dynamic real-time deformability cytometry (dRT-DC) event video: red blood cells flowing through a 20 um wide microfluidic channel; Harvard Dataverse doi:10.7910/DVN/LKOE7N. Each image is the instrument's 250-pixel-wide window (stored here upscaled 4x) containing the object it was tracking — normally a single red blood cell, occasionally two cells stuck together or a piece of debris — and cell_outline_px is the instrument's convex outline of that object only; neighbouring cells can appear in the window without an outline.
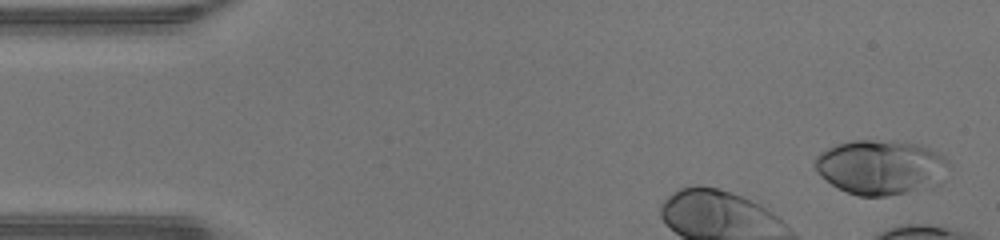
{"species": "human", "species_latin": "Homo sapiens", "temperature_condition": "warm", "stored_images_in_passage": 34, "camera_frame_rate_fps": 3000, "um_per_image_px": 0.085, "donor": {"sex": "male"}, "frame": {"image": 1, "passage_image": 2, "time_ms": 0.333, "image_size_px": [1000, 240], "cell_outline_px": [[948, 164], [940, 184], [928, 188], [884, 196], [860, 196], [836, 188], [820, 176], [816, 172], [812, 164], [812, 160], [820, 152], [836, 144], [852, 140], [892, 140], [912, 144], [928, 148], [944, 156], [948, 160]], "centroid_in_image_um": [74.8, 14.21], "position_along_channel_um": 10.2, "area_um2": 42.89}}
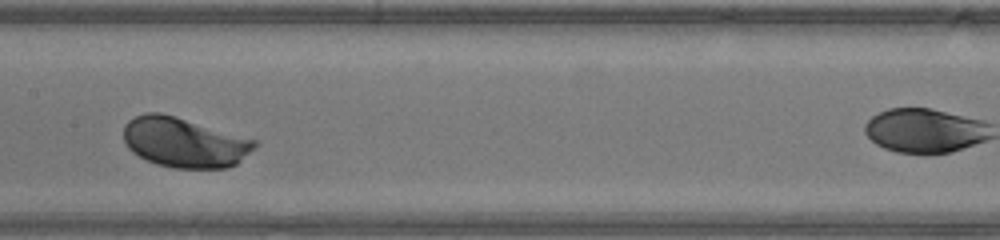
{"frame": {"image": 2, "passage_image": 19, "time_ms": 6.0, "image_size_px": [1000, 240], "cell_outline_px": [[260, 144], [236, 164], [228, 168], [172, 168], [156, 164], [132, 152], [128, 148], [124, 140], [124, 124], [128, 120], [144, 112], [160, 112], [176, 116], [256, 140]], "centroid_in_image_um": [15.66, 12.1], "position_along_channel_um": 191.7, "area_um2": 38.21}}
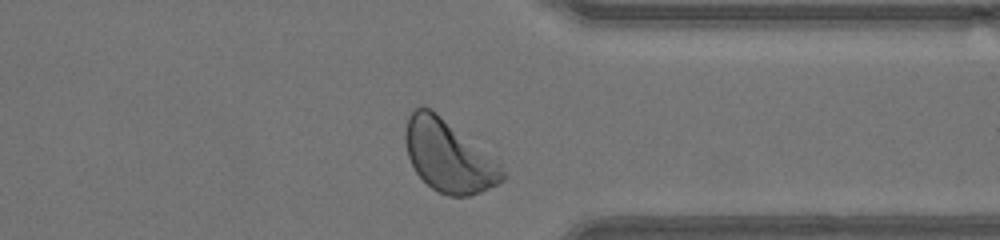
{"frame": {"image": 3, "passage_image": 32, "time_ms": 10.333, "image_size_px": [1000, 240], "cell_outline_px": [[504, 180], [480, 192], [468, 196], [448, 196], [432, 188], [416, 172], [408, 156], [404, 140], [404, 132], [408, 116], [416, 108], [428, 108], [436, 112], [500, 160], [504, 168]], "centroid_in_image_um": [38.16, 13.26], "position_along_channel_um": 373.2, "area_um2": 40.75}}